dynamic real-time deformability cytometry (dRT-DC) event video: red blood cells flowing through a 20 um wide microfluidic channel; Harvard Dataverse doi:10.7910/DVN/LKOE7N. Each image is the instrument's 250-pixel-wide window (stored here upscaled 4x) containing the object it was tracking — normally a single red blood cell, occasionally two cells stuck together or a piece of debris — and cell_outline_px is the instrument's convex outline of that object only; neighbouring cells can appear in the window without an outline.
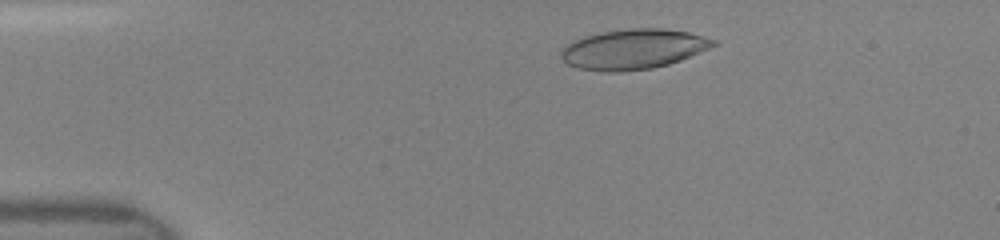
{"species": "human", "species_latin": "Homo sapiens", "temperature_condition": "room temperature", "stored_images_in_passage": 44, "camera_frame_rate_fps": 3000, "um_per_image_px": 0.085, "donor": {"sex": "female"}, "frame": {"image": 1, "passage_image": 6, "time_ms": 1.667, "image_size_px": [1000, 240], "cell_outline_px": [[720, 44], [680, 60], [668, 64], [652, 68], [620, 72], [608, 72], [576, 68], [568, 64], [560, 56], [560, 52], [572, 40], [584, 36], [600, 32], [628, 28], [664, 28], [688, 32], [704, 36], [716, 40]], "centroid_in_image_um": [53.84, 4.17], "position_along_channel_um": 31.2, "area_um2": 35.72}}
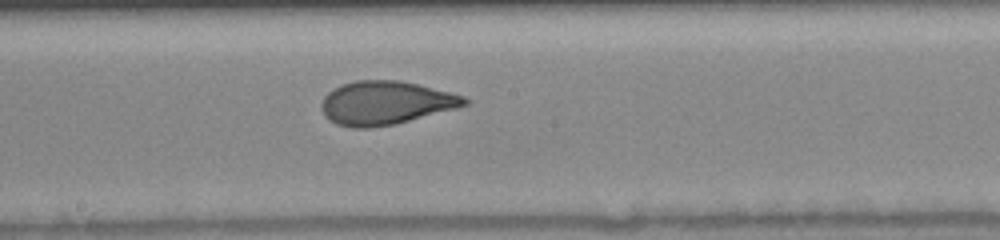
{"frame": {"image": 2, "passage_image": 23, "time_ms": 7.333, "image_size_px": [1000, 240], "cell_outline_px": [[468, 104], [456, 108], [396, 124], [368, 128], [352, 128], [336, 124], [324, 116], [320, 108], [320, 104], [324, 96], [328, 92], [340, 84], [356, 80], [400, 80], [464, 96], [468, 100]], "centroid_in_image_um": [32.71, 8.75], "position_along_channel_um": 215.5, "area_um2": 36.3}}
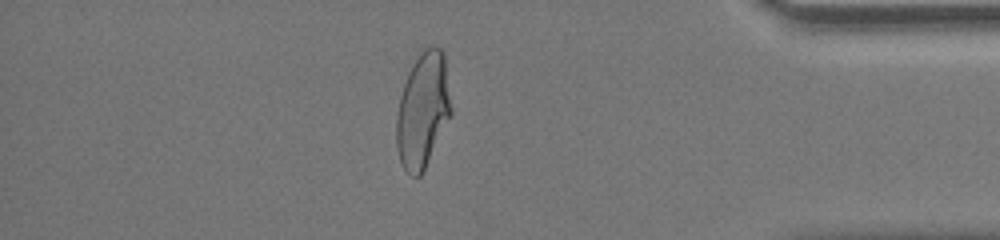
{"frame": {"image": 3, "passage_image": 38, "time_ms": 12.333, "image_size_px": [1000, 240], "cell_outline_px": [[452, 112], [424, 172], [420, 176], [412, 176], [404, 168], [400, 160], [396, 144], [396, 116], [400, 96], [408, 72], [412, 64], [424, 48], [440, 48], [444, 52], [452, 108]], "centroid_in_image_um": [35.94, 9.39], "position_along_channel_um": 399.3, "area_um2": 36.65}}